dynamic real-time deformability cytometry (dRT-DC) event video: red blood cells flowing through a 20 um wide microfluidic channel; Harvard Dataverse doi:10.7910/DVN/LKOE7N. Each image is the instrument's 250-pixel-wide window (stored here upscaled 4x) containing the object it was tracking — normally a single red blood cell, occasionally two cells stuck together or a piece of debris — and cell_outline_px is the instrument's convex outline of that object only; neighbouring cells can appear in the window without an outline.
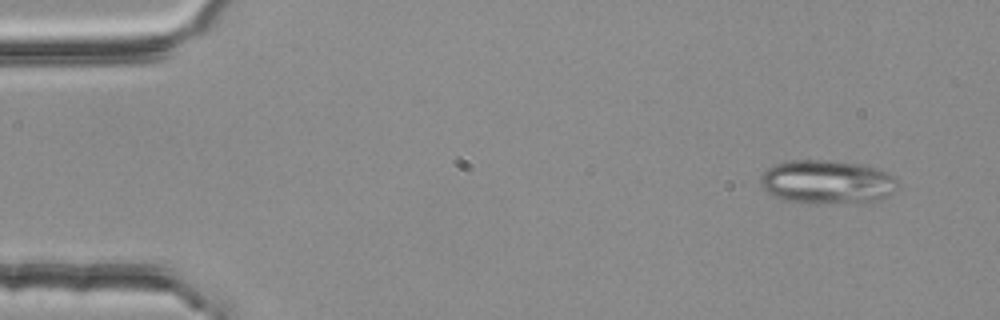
{"species": "common noctule bat (a hibernating species)", "species_latin": "Nyctalus noctula", "temperature_condition": "room temperature", "stored_images_in_passage": 4, "camera_frame_rate_fps": 3000, "um_per_image_px": 0.085, "animal": {"sex": "female", "body_mass_g": 25.1}, "frame": {"image": 1, "passage_image": 1, "time_ms": 0.0, "image_size_px": [1000, 320], "cell_outline_px": [[896, 188], [888, 196], [880, 200], [808, 204], [784, 200], [768, 192], [760, 184], [760, 176], [768, 168], [776, 164], [788, 160], [824, 160], [864, 164], [876, 168], [892, 176], [896, 180]], "centroid_in_image_um": [70.26, 15.46], "position_along_channel_um": 14.7, "area_um2": 34.74}}